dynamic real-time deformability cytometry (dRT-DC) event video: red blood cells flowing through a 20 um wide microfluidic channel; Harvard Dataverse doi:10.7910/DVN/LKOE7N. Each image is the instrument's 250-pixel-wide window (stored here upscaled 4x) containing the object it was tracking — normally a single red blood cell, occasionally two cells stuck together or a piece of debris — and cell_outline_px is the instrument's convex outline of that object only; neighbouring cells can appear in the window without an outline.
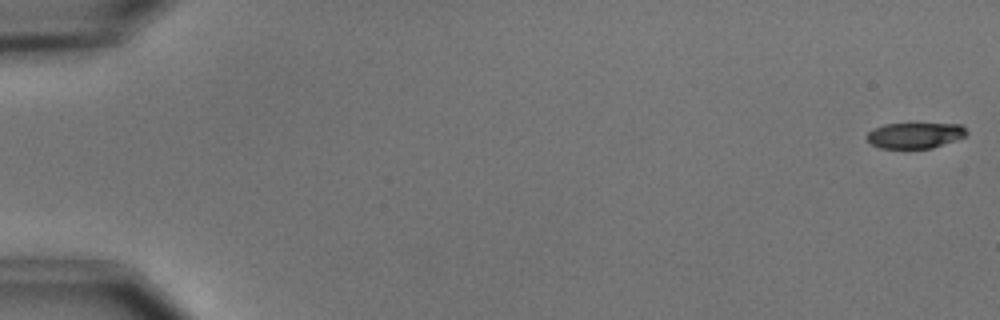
{"species": "common noctule bat (a hibernating species)", "species_latin": "Nyctalus noctula", "temperature_condition": "cold", "stored_images_in_passage": 10, "camera_frame_rate_fps": 3000, "um_per_image_px": 0.085, "animal": {"sex": "male", "body_mass_g": 15.6}, "frame": {"image": 1, "passage_image": 1, "time_ms": 0.0, "image_size_px": [1000, 320], "cell_outline_px": [[968, 132], [964, 136], [932, 148], [880, 148], [872, 144], [864, 136], [872, 128], [884, 124], [960, 124]], "centroid_in_image_um": [77.71, 11.5], "position_along_channel_um": 7.3, "area_um2": 14.8}}